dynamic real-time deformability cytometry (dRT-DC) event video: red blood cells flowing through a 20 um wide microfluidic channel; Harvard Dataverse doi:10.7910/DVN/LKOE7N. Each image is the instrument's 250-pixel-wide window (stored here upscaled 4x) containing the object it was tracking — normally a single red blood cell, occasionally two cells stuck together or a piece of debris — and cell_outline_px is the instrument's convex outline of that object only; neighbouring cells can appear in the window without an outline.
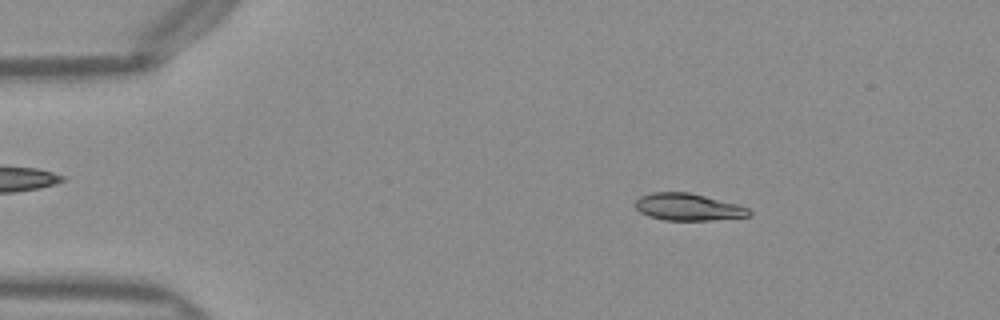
{"species": "Egyptian fruit bat (a non-hibernating species)", "species_latin": "Rousettus aegyptiacus", "temperature_condition": "warm", "stored_images_in_passage": 50, "camera_frame_rate_fps": 3000, "um_per_image_px": 0.085, "frame": {"image": 1, "passage_image": 8, "time_ms": 2.333, "image_size_px": [1000, 320], "cell_outline_px": [[752, 216], [712, 220], [664, 220], [648, 216], [640, 212], [636, 208], [636, 200], [640, 196], [652, 192], [688, 192], [740, 204], [748, 208], [752, 212]], "centroid_in_image_um": [58.53, 17.6], "position_along_channel_um": 26.5, "area_um2": 18.09}}
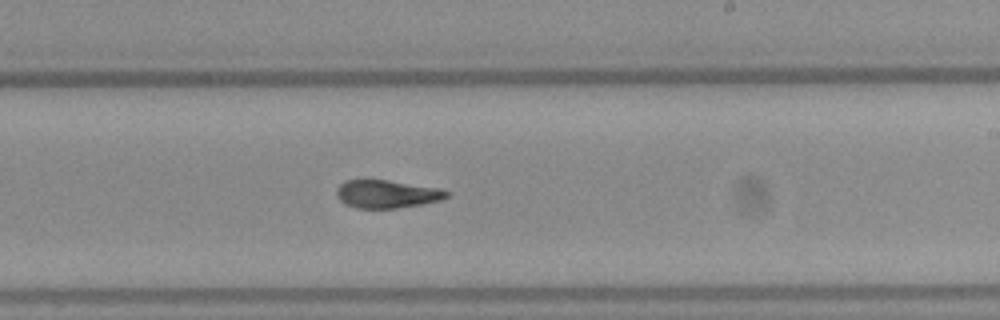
{"frame": {"image": 2, "passage_image": 30, "time_ms": 9.667, "image_size_px": [1000, 320], "cell_outline_px": [[448, 196], [440, 200], [420, 204], [396, 208], [356, 208], [344, 204], [336, 196], [336, 188], [340, 184], [348, 180], [388, 180], [440, 188], [448, 192]], "centroid_in_image_um": [32.84, 16.49], "position_along_channel_um": 256.2, "area_um2": 17.86}}
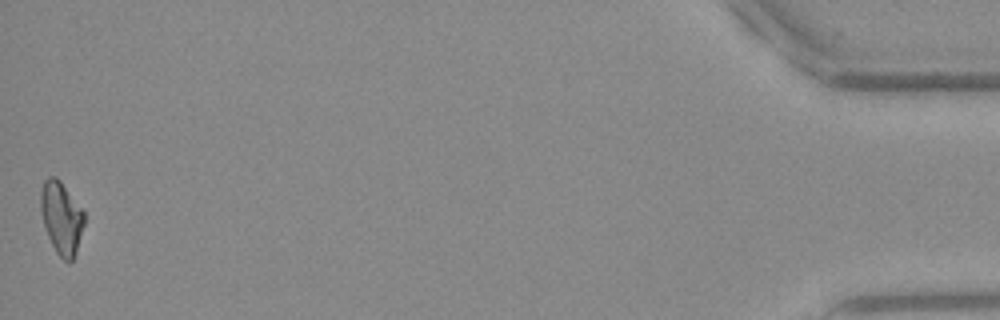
{"frame": {"image": 3, "passage_image": 50, "time_ms": 16.333, "image_size_px": [1000, 320], "cell_outline_px": [[84, 224], [76, 252], [72, 260], [68, 264], [56, 252], [48, 236], [44, 224], [40, 208], [40, 192], [44, 180], [48, 176], [56, 176], [60, 180], [84, 212]], "centroid_in_image_um": [5.21, 18.5], "position_along_channel_um": 430.0, "area_um2": 18.26}, "authors_computed_cell_mechanics": {"area_um2": 18.4382, "velocity_mm_per_s": 4.0301, "shape_relaxation_time_tau1_ms": null, "shape_relaxation_time_tau2_ms": 3.2465, "deformation_change_tau1": null, "deformation_change_tau2": 0.0825}}